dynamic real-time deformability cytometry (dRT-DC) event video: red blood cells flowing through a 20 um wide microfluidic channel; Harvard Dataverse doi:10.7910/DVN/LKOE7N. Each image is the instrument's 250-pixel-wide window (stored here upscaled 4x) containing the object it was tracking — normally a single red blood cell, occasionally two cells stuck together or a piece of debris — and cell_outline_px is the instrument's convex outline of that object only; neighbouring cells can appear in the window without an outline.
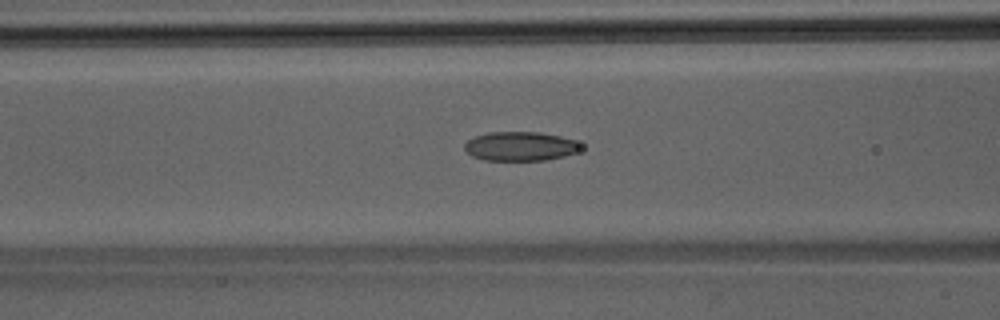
{"species": "Egyptian fruit bat (a non-hibernating species)", "species_latin": "Rousettus aegyptiacus", "temperature_condition": "room temperature", "stored_images_in_passage": 8, "camera_frame_rate_fps": 3000, "um_per_image_px": 0.085, "animal": {"sex": "male"}, "frame": {"image": 1, "passage_image": 7, "time_ms": 2.0, "image_size_px": [1000, 320], "cell_outline_px": [[580, 148], [576, 152], [564, 156], [544, 160], [484, 160], [472, 156], [464, 148], [464, 144], [468, 140], [476, 136], [488, 132], [540, 132], [560, 136], [576, 140], [580, 144]], "centroid_in_image_um": [44.22, 12.43], "position_along_channel_um": 122.4, "area_um2": 19.65}}